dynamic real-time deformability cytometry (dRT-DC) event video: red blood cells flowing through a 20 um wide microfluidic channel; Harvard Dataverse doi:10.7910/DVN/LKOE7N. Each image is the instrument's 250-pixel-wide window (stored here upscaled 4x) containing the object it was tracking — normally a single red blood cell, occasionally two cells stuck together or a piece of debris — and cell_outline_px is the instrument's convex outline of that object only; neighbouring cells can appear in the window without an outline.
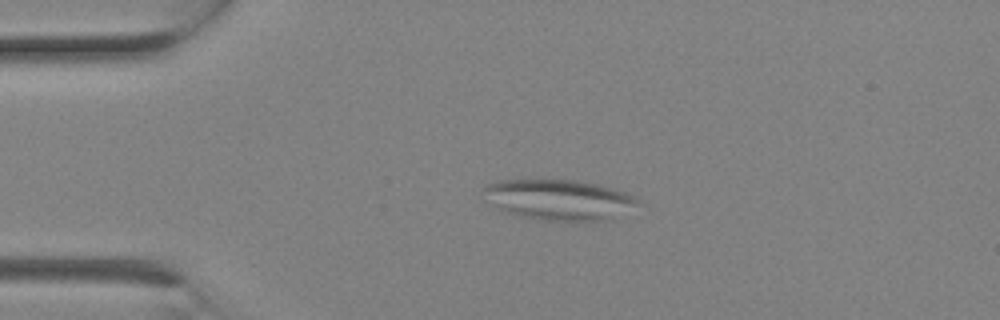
{"species": "Egyptian fruit bat (a non-hibernating species)", "species_latin": "Rousettus aegyptiacus", "temperature_condition": "room temperature", "stored_images_in_passage": 1, "camera_frame_rate_fps": 3000, "um_per_image_px": 0.085, "animal": {"sex": "female"}, "frame": {"image": 1, "passage_image": 1, "time_ms": 0.0, "image_size_px": [1000, 320], "cell_outline_px": [[640, 204], [612, 220], [540, 220], [520, 216], [504, 212], [484, 200], [484, 188], [488, 184], [500, 180], [576, 180], [596, 184], [628, 192], [640, 200]], "centroid_in_image_um": [47.52, 16.98], "position_along_channel_um": 37.5, "area_um2": 36.59}}